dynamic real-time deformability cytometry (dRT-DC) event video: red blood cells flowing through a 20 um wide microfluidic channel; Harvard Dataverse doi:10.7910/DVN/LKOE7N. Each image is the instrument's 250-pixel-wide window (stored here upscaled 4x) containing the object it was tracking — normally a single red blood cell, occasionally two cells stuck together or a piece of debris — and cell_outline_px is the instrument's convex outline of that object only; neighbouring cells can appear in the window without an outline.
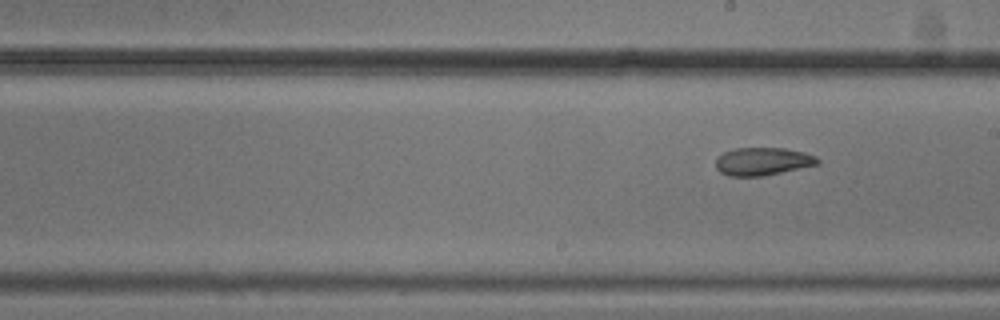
{"species": "common noctule bat (a hibernating species)", "species_latin": "Nyctalus noctula", "temperature_condition": "cold", "stored_images_in_passage": 7, "segment_of_instrument_passage": [2, 2], "camera_frame_rate_fps": 3000, "um_per_image_px": 0.085, "animal": {"sex": "male", "body_mass_g": 20.5, "forearm_length_mm": 52.5}, "frame": {"image": 1, "passage_image": 7, "time_ms": 2.0, "image_size_px": [1000, 320], "cell_outline_px": [[820, 164], [764, 176], [728, 176], [720, 172], [716, 168], [716, 160], [724, 152], [736, 148], [784, 148], [804, 152], [816, 156], [820, 160]], "centroid_in_image_um": [64.86, 13.72], "position_along_channel_um": 224.1, "area_um2": 16.59}}